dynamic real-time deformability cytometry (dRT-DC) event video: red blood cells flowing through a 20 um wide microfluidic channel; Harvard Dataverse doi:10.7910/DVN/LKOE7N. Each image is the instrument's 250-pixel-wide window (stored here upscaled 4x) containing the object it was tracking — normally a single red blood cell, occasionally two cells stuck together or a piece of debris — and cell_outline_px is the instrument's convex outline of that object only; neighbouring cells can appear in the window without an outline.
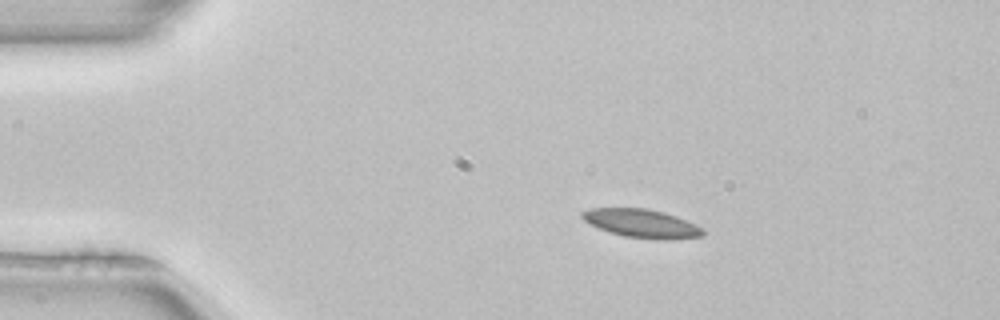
{"species": "common noctule bat (a hibernating species)", "species_latin": "Nyctalus noctula", "temperature_condition": "room temperature", "stored_images_in_passage": 43, "camera_frame_rate_fps": 3000, "um_per_image_px": 0.085, "animal": {"sex": "female", "body_mass_g": 22.7, "forearm_length_mm": 54.2}, "frame": {"image": 1, "passage_image": 1, "time_ms": 0.0, "image_size_px": [1000, 320], "cell_outline_px": [[704, 236], [668, 240], [656, 240], [624, 236], [600, 228], [584, 220], [580, 216], [580, 212], [588, 208], [644, 208], [664, 212], [676, 216], [696, 224], [704, 228]], "centroid_in_image_um": [54.58, 18.99], "position_along_channel_um": 30.4, "area_um2": 20.11}}
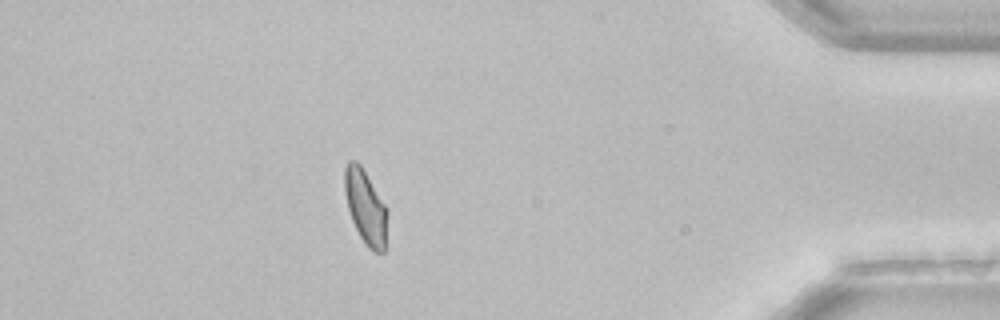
{"frame": {"image": 2, "passage_image": 37, "time_ms": 12.0, "image_size_px": [1000, 320], "cell_outline_px": [[388, 248], [384, 252], [372, 252], [368, 248], [360, 236], [352, 220], [348, 208], [344, 192], [344, 168], [348, 160], [356, 160], [360, 164], [388, 208]], "centroid_in_image_um": [31.12, 17.65], "position_along_channel_um": 404.1, "area_um2": 19.13}, "authors_computed_cell_mechanics": {"area_um2": 19.1318, "velocity_mm_per_s": 3.9582, "shape_relaxation_time_tau1_ms": null, "shape_relaxation_time_tau2_ms": 8.6505, "deformation_change_tau1": null, "deformation_change_tau2": 0.1126}}